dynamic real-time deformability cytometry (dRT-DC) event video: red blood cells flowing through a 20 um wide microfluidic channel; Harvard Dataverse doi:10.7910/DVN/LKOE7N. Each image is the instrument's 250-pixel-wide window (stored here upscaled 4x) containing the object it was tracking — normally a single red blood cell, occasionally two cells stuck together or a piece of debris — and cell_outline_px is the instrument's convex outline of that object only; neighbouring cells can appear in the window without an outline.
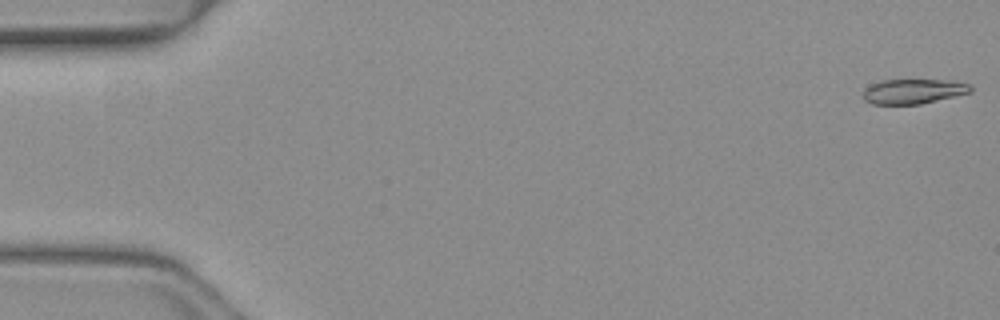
{"species": "common noctule bat (a hibernating species)", "species_latin": "Nyctalus noctula", "temperature_condition": "warm", "stored_images_in_passage": 51, "camera_frame_rate_fps": 3000, "um_per_image_px": 0.085, "animal": {"sex": "female", "body_mass_g": 19.3, "forearm_length_mm": 54.1}, "frame": {"image": 1, "passage_image": 1, "time_ms": 0.0, "image_size_px": [1000, 320], "cell_outline_px": [[972, 92], [920, 104], [872, 104], [864, 100], [864, 92], [872, 84], [884, 80], [948, 80], [972, 84]], "centroid_in_image_um": [77.69, 7.76], "position_along_channel_um": 7.3, "area_um2": 15.37}}
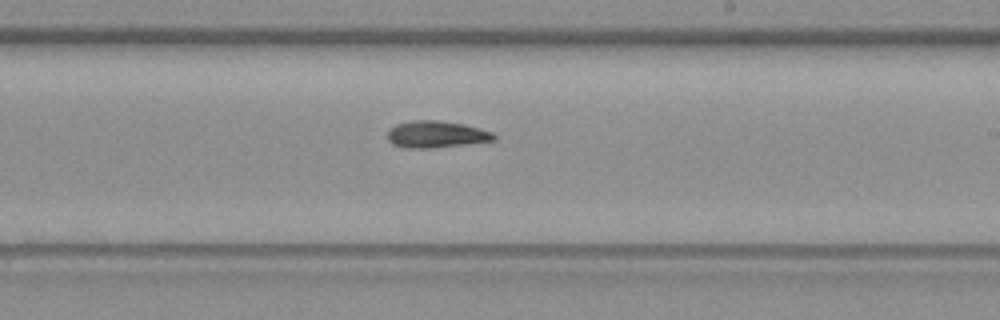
{"frame": {"image": 2, "passage_image": 30, "time_ms": 9.667, "image_size_px": [1000, 320], "cell_outline_px": [[496, 140], [468, 144], [436, 148], [404, 148], [392, 144], [388, 140], [388, 132], [396, 124], [412, 120], [440, 120], [464, 124], [480, 128], [492, 132], [496, 136]], "centroid_in_image_um": [37.1, 11.42], "position_along_channel_um": 251.9, "area_um2": 16.82}}
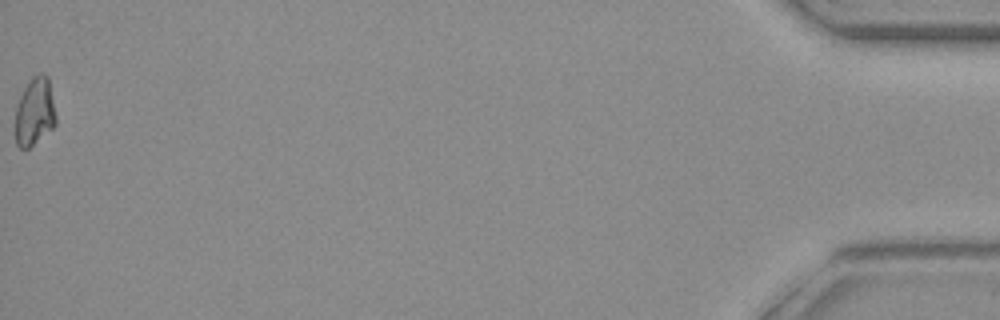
{"frame": {"image": 3, "passage_image": 51, "time_ms": 16.667, "image_size_px": [1000, 320], "cell_outline_px": [[56, 124], [52, 128], [28, 148], [20, 148], [16, 144], [16, 104], [24, 88], [32, 76], [40, 72], [44, 72], [48, 76], [56, 116]], "centroid_in_image_um": [2.95, 9.45], "position_along_channel_um": 432.2, "area_um2": 16.01}}